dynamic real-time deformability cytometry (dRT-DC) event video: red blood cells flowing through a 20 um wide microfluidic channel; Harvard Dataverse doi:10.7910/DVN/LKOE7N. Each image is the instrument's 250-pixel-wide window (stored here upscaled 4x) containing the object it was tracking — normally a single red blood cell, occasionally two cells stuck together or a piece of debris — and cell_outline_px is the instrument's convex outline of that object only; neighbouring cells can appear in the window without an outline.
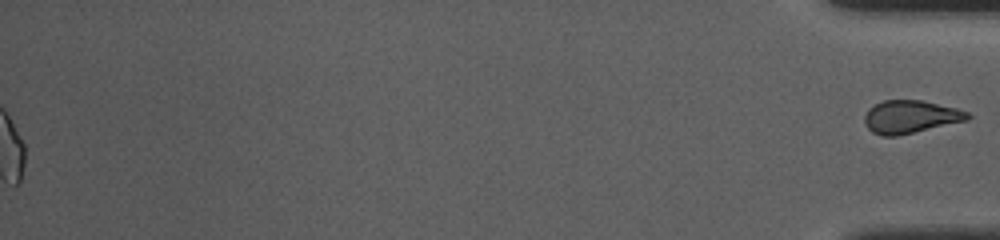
{"species": "common noctule bat (a hibernating species)", "species_latin": "Nyctalus noctula", "temperature_condition": "room temperature", "stored_images_in_passage": 53, "segment_of_instrument_passage": [2, 2], "camera_frame_rate_fps": 3000, "um_per_image_px": 0.085, "animal": {"sex": "female", "body_mass_g": 10.0, "forearm_length_mm": 53.1}, "frame": {"image": 1, "passage_image": 53, "time_ms": 17.333, "image_size_px": [1000, 240], "cell_outline_px": [[972, 116], [968, 120], [896, 136], [880, 136], [872, 132], [868, 128], [864, 120], [864, 116], [868, 108], [884, 100], [920, 100], [956, 108], [968, 112]], "centroid_in_image_um": [77.37, 9.93], "position_along_channel_um": 357.8, "area_um2": 19.65}}